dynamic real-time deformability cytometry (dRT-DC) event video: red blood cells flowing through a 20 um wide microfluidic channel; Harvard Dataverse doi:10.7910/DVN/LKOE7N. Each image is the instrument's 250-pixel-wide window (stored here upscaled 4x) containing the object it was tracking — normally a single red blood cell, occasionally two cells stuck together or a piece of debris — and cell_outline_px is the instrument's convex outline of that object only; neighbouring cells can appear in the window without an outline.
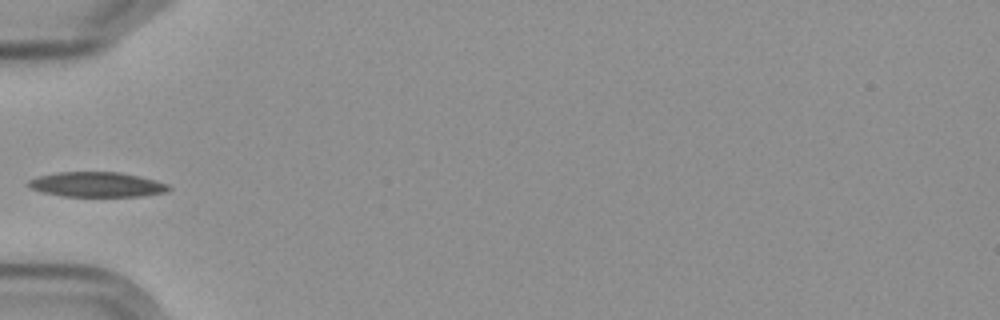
{"species": "Egyptian fruit bat (a non-hibernating species)", "species_latin": "Rousettus aegyptiacus", "temperature_condition": "cold", "stored_images_in_passage": 7, "camera_frame_rate_fps": 3000, "um_per_image_px": 0.085, "frame": {"image": 1, "passage_image": 5, "time_ms": 4.667, "image_size_px": [1000, 320], "cell_outline_px": [[172, 188], [168, 192], [144, 196], [60, 196], [40, 192], [28, 188], [28, 180], [40, 176], [56, 172], [120, 172], [168, 184]], "centroid_in_image_um": [8.2, 15.69], "position_along_channel_um": 76.8, "area_um2": 20.4}}
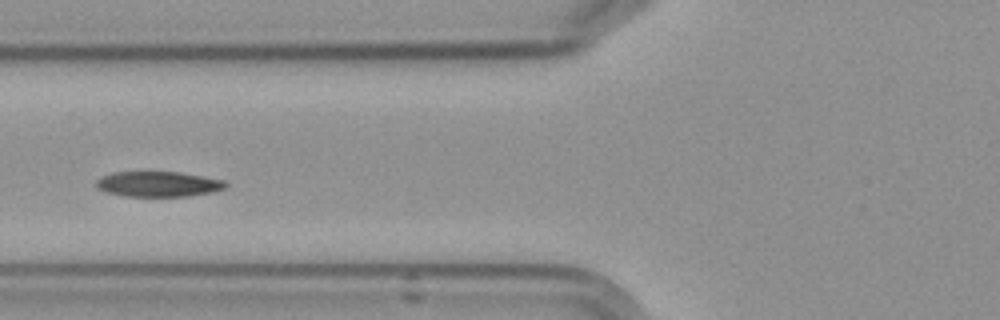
{"frame": {"image": 2, "passage_image": 6, "time_ms": 5.667, "image_size_px": [1000, 320], "cell_outline_px": [[228, 184], [224, 188], [212, 192], [188, 196], [124, 196], [104, 192], [96, 188], [96, 180], [100, 176], [112, 172], [180, 172], [204, 176], [224, 180]], "centroid_in_image_um": [13.41, 15.64], "position_along_channel_um": 112.4, "area_um2": 19.25}}
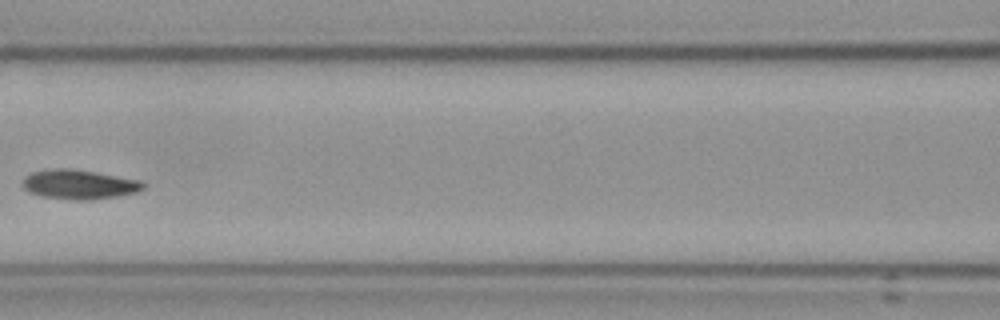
{"frame": {"image": 3, "passage_image": 7, "time_ms": 7.0, "image_size_px": [1000, 320], "cell_outline_px": [[144, 188], [136, 192], [116, 196], [88, 200], [76, 200], [40, 196], [28, 192], [24, 188], [24, 176], [32, 172], [56, 168], [68, 168], [96, 172], [140, 180], [144, 184]], "centroid_in_image_um": [6.71, 15.67], "position_along_channel_um": 159.9, "area_um2": 20.52}}